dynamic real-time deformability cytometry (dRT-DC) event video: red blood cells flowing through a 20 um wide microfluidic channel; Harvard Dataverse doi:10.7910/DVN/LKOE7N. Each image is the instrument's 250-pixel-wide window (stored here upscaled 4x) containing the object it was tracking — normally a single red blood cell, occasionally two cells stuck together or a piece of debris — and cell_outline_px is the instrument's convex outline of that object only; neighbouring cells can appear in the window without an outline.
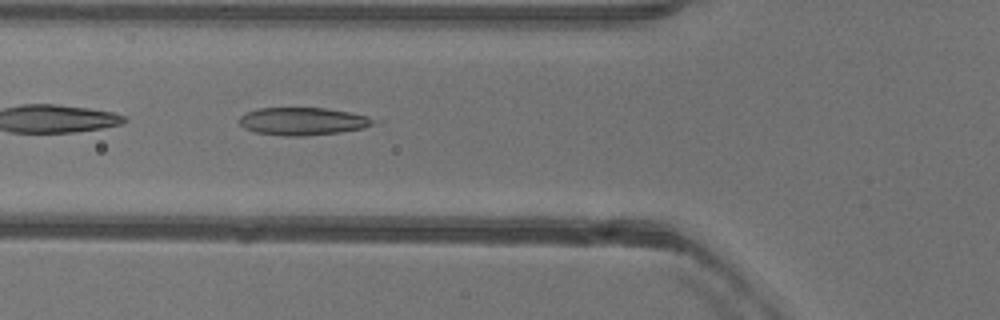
{"species": "common noctule bat (a hibernating species)", "species_latin": "Nyctalus noctula", "temperature_condition": "warm", "stored_images_in_passage": 16, "camera_frame_rate_fps": 3000, "um_per_image_px": 0.085, "animal": {"sex": "female"}, "frame": {"image": 1, "passage_image": 3, "time_ms": 0.667, "image_size_px": [1000, 320], "cell_outline_px": [[380, 120], [364, 128], [340, 132], [304, 136], [284, 136], [256, 132], [244, 128], [240, 124], [240, 116], [256, 108], [328, 108], [352, 112], [368, 116]], "centroid_in_image_um": [25.78, 10.3], "position_along_channel_um": 100.0, "area_um2": 21.79}}
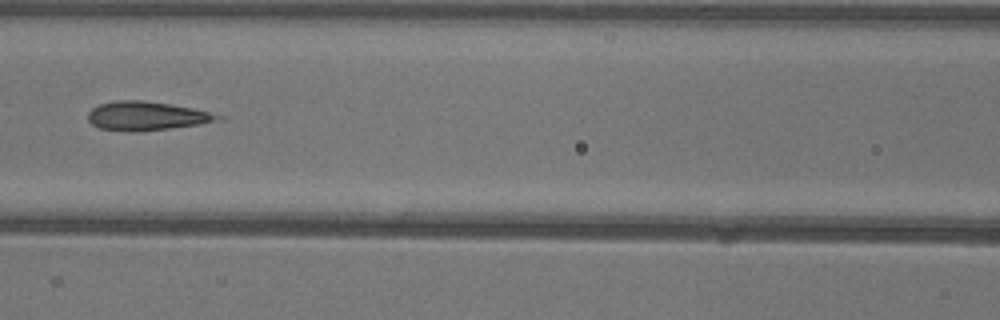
{"frame": {"image": 2, "passage_image": 7, "time_ms": 2.0, "image_size_px": [1000, 320], "cell_outline_px": [[224, 120], [200, 124], [140, 132], [132, 132], [100, 128], [92, 124], [88, 120], [88, 112], [92, 108], [100, 104], [116, 100], [144, 100], [192, 108], [224, 116]], "centroid_in_image_um": [12.47, 9.86], "position_along_channel_um": 154.1, "area_um2": 21.85}}
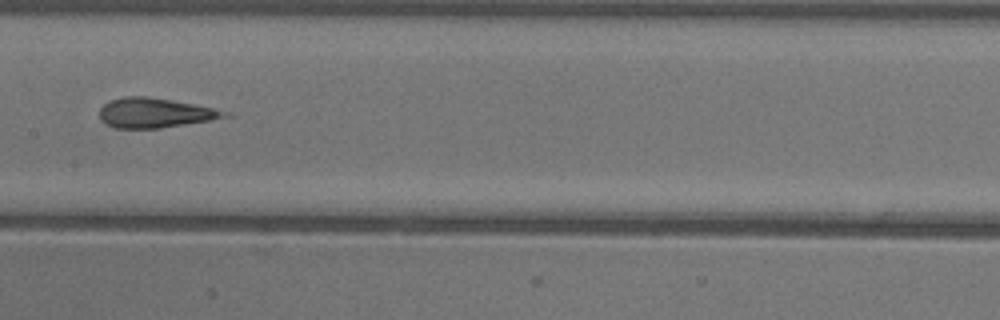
{"frame": {"image": 3, "passage_image": 10, "time_ms": 3.0, "image_size_px": [1000, 320], "cell_outline_px": [[232, 116], [160, 128], [116, 128], [100, 120], [100, 108], [104, 104], [112, 100], [124, 96], [148, 96], [172, 100], [232, 112]], "centroid_in_image_um": [13.17, 9.59], "position_along_channel_um": 194.2, "area_um2": 21.44}}